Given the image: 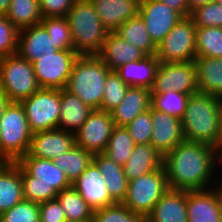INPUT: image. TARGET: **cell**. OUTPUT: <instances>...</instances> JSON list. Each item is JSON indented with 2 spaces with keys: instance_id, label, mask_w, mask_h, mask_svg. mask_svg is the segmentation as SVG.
Segmentation results:
<instances>
[{
  "instance_id": "6da1fadb",
  "label": "cell",
  "mask_w": 222,
  "mask_h": 222,
  "mask_svg": "<svg viewBox=\"0 0 222 222\" xmlns=\"http://www.w3.org/2000/svg\"><path fill=\"white\" fill-rule=\"evenodd\" d=\"M221 165V151L210 145L186 140L163 157L168 187L177 190L194 191L212 188L215 184L212 181L217 179L216 175L219 173H216L222 169Z\"/></svg>"
},
{
  "instance_id": "7a4b0ae2",
  "label": "cell",
  "mask_w": 222,
  "mask_h": 222,
  "mask_svg": "<svg viewBox=\"0 0 222 222\" xmlns=\"http://www.w3.org/2000/svg\"><path fill=\"white\" fill-rule=\"evenodd\" d=\"M181 123L186 141L203 143L221 151L219 97L201 92L190 95Z\"/></svg>"
},
{
  "instance_id": "3957f363",
  "label": "cell",
  "mask_w": 222,
  "mask_h": 222,
  "mask_svg": "<svg viewBox=\"0 0 222 222\" xmlns=\"http://www.w3.org/2000/svg\"><path fill=\"white\" fill-rule=\"evenodd\" d=\"M70 26L73 49L78 55H97L109 31L90 0H76L66 15Z\"/></svg>"
},
{
  "instance_id": "277c9868",
  "label": "cell",
  "mask_w": 222,
  "mask_h": 222,
  "mask_svg": "<svg viewBox=\"0 0 222 222\" xmlns=\"http://www.w3.org/2000/svg\"><path fill=\"white\" fill-rule=\"evenodd\" d=\"M110 71L97 55H79L65 89L77 95L91 109H100Z\"/></svg>"
},
{
  "instance_id": "5b68a950",
  "label": "cell",
  "mask_w": 222,
  "mask_h": 222,
  "mask_svg": "<svg viewBox=\"0 0 222 222\" xmlns=\"http://www.w3.org/2000/svg\"><path fill=\"white\" fill-rule=\"evenodd\" d=\"M31 137L23 106L11 102L0 122V161L17 162L27 154Z\"/></svg>"
},
{
  "instance_id": "8992f818",
  "label": "cell",
  "mask_w": 222,
  "mask_h": 222,
  "mask_svg": "<svg viewBox=\"0 0 222 222\" xmlns=\"http://www.w3.org/2000/svg\"><path fill=\"white\" fill-rule=\"evenodd\" d=\"M0 89L18 103L40 90L32 62L17 53L0 58Z\"/></svg>"
},
{
  "instance_id": "52a82bcc",
  "label": "cell",
  "mask_w": 222,
  "mask_h": 222,
  "mask_svg": "<svg viewBox=\"0 0 222 222\" xmlns=\"http://www.w3.org/2000/svg\"><path fill=\"white\" fill-rule=\"evenodd\" d=\"M168 188L166 171L162 166L129 181L122 203L134 213L147 217Z\"/></svg>"
},
{
  "instance_id": "ba28073f",
  "label": "cell",
  "mask_w": 222,
  "mask_h": 222,
  "mask_svg": "<svg viewBox=\"0 0 222 222\" xmlns=\"http://www.w3.org/2000/svg\"><path fill=\"white\" fill-rule=\"evenodd\" d=\"M20 103L32 133L58 128L60 89L41 88Z\"/></svg>"
},
{
  "instance_id": "9c48e42d",
  "label": "cell",
  "mask_w": 222,
  "mask_h": 222,
  "mask_svg": "<svg viewBox=\"0 0 222 222\" xmlns=\"http://www.w3.org/2000/svg\"><path fill=\"white\" fill-rule=\"evenodd\" d=\"M196 26L190 17L182 18L157 45L160 62H187L196 59Z\"/></svg>"
},
{
  "instance_id": "30bf717a",
  "label": "cell",
  "mask_w": 222,
  "mask_h": 222,
  "mask_svg": "<svg viewBox=\"0 0 222 222\" xmlns=\"http://www.w3.org/2000/svg\"><path fill=\"white\" fill-rule=\"evenodd\" d=\"M79 55L74 49L58 50L42 55L32 62L41 88L64 89Z\"/></svg>"
},
{
  "instance_id": "8fae6325",
  "label": "cell",
  "mask_w": 222,
  "mask_h": 222,
  "mask_svg": "<svg viewBox=\"0 0 222 222\" xmlns=\"http://www.w3.org/2000/svg\"><path fill=\"white\" fill-rule=\"evenodd\" d=\"M167 90L189 95L199 92L194 61L160 62L150 92L163 93Z\"/></svg>"
},
{
  "instance_id": "7c38bea8",
  "label": "cell",
  "mask_w": 222,
  "mask_h": 222,
  "mask_svg": "<svg viewBox=\"0 0 222 222\" xmlns=\"http://www.w3.org/2000/svg\"><path fill=\"white\" fill-rule=\"evenodd\" d=\"M114 127L110 112L93 109L75 133V144L93 155L104 153Z\"/></svg>"
},
{
  "instance_id": "4fadbf2b",
  "label": "cell",
  "mask_w": 222,
  "mask_h": 222,
  "mask_svg": "<svg viewBox=\"0 0 222 222\" xmlns=\"http://www.w3.org/2000/svg\"><path fill=\"white\" fill-rule=\"evenodd\" d=\"M139 15L157 46L166 34L183 18L178 12L158 0H140Z\"/></svg>"
},
{
  "instance_id": "5bb4252c",
  "label": "cell",
  "mask_w": 222,
  "mask_h": 222,
  "mask_svg": "<svg viewBox=\"0 0 222 222\" xmlns=\"http://www.w3.org/2000/svg\"><path fill=\"white\" fill-rule=\"evenodd\" d=\"M72 186L93 211L115 203L108 194L102 173L93 161Z\"/></svg>"
},
{
  "instance_id": "9a60e30c",
  "label": "cell",
  "mask_w": 222,
  "mask_h": 222,
  "mask_svg": "<svg viewBox=\"0 0 222 222\" xmlns=\"http://www.w3.org/2000/svg\"><path fill=\"white\" fill-rule=\"evenodd\" d=\"M75 145V134L63 129L32 133L29 149L24 156L51 159L68 151Z\"/></svg>"
},
{
  "instance_id": "2e32d148",
  "label": "cell",
  "mask_w": 222,
  "mask_h": 222,
  "mask_svg": "<svg viewBox=\"0 0 222 222\" xmlns=\"http://www.w3.org/2000/svg\"><path fill=\"white\" fill-rule=\"evenodd\" d=\"M153 130L150 144L164 157L184 136L180 119L152 108Z\"/></svg>"
},
{
  "instance_id": "e0dca14e",
  "label": "cell",
  "mask_w": 222,
  "mask_h": 222,
  "mask_svg": "<svg viewBox=\"0 0 222 222\" xmlns=\"http://www.w3.org/2000/svg\"><path fill=\"white\" fill-rule=\"evenodd\" d=\"M188 222H222V205L214 187L187 191Z\"/></svg>"
},
{
  "instance_id": "ac0fdd59",
  "label": "cell",
  "mask_w": 222,
  "mask_h": 222,
  "mask_svg": "<svg viewBox=\"0 0 222 222\" xmlns=\"http://www.w3.org/2000/svg\"><path fill=\"white\" fill-rule=\"evenodd\" d=\"M58 50L52 37L48 35L41 23L21 29L18 32L17 54L29 62Z\"/></svg>"
},
{
  "instance_id": "d6986e66",
  "label": "cell",
  "mask_w": 222,
  "mask_h": 222,
  "mask_svg": "<svg viewBox=\"0 0 222 222\" xmlns=\"http://www.w3.org/2000/svg\"><path fill=\"white\" fill-rule=\"evenodd\" d=\"M90 1L109 32H114L124 22L139 15L140 0Z\"/></svg>"
},
{
  "instance_id": "ffe728a7",
  "label": "cell",
  "mask_w": 222,
  "mask_h": 222,
  "mask_svg": "<svg viewBox=\"0 0 222 222\" xmlns=\"http://www.w3.org/2000/svg\"><path fill=\"white\" fill-rule=\"evenodd\" d=\"M97 56L111 71H115L122 65L140 61L147 55L132 43L121 39L114 32H109Z\"/></svg>"
},
{
  "instance_id": "44dd1931",
  "label": "cell",
  "mask_w": 222,
  "mask_h": 222,
  "mask_svg": "<svg viewBox=\"0 0 222 222\" xmlns=\"http://www.w3.org/2000/svg\"><path fill=\"white\" fill-rule=\"evenodd\" d=\"M148 222H188L187 191L170 189L147 216Z\"/></svg>"
},
{
  "instance_id": "7402d4cb",
  "label": "cell",
  "mask_w": 222,
  "mask_h": 222,
  "mask_svg": "<svg viewBox=\"0 0 222 222\" xmlns=\"http://www.w3.org/2000/svg\"><path fill=\"white\" fill-rule=\"evenodd\" d=\"M17 163L29 175L39 178L41 183L53 187L58 193L72 185L62 169L51 159L22 156Z\"/></svg>"
},
{
  "instance_id": "603a6c76",
  "label": "cell",
  "mask_w": 222,
  "mask_h": 222,
  "mask_svg": "<svg viewBox=\"0 0 222 222\" xmlns=\"http://www.w3.org/2000/svg\"><path fill=\"white\" fill-rule=\"evenodd\" d=\"M151 92L144 87H129L125 97L111 113L115 126H126L136 116L150 109Z\"/></svg>"
},
{
  "instance_id": "cb8c5ba5",
  "label": "cell",
  "mask_w": 222,
  "mask_h": 222,
  "mask_svg": "<svg viewBox=\"0 0 222 222\" xmlns=\"http://www.w3.org/2000/svg\"><path fill=\"white\" fill-rule=\"evenodd\" d=\"M24 199L20 165L0 161V214Z\"/></svg>"
},
{
  "instance_id": "d4e9b609",
  "label": "cell",
  "mask_w": 222,
  "mask_h": 222,
  "mask_svg": "<svg viewBox=\"0 0 222 222\" xmlns=\"http://www.w3.org/2000/svg\"><path fill=\"white\" fill-rule=\"evenodd\" d=\"M60 119L58 129L75 134L86 121L93 110L86 105L77 95L60 89Z\"/></svg>"
},
{
  "instance_id": "484cf974",
  "label": "cell",
  "mask_w": 222,
  "mask_h": 222,
  "mask_svg": "<svg viewBox=\"0 0 222 222\" xmlns=\"http://www.w3.org/2000/svg\"><path fill=\"white\" fill-rule=\"evenodd\" d=\"M162 166L163 157L151 144H137L123 165V171L128 181H131Z\"/></svg>"
},
{
  "instance_id": "4316f807",
  "label": "cell",
  "mask_w": 222,
  "mask_h": 222,
  "mask_svg": "<svg viewBox=\"0 0 222 222\" xmlns=\"http://www.w3.org/2000/svg\"><path fill=\"white\" fill-rule=\"evenodd\" d=\"M160 64L154 55H147L140 61L129 62L117 68L115 72L129 87H144L151 89L155 74Z\"/></svg>"
},
{
  "instance_id": "83f0119b",
  "label": "cell",
  "mask_w": 222,
  "mask_h": 222,
  "mask_svg": "<svg viewBox=\"0 0 222 222\" xmlns=\"http://www.w3.org/2000/svg\"><path fill=\"white\" fill-rule=\"evenodd\" d=\"M93 162L105 179V186L111 199L116 203H122L129 182L124 174L123 166L116 164L104 153L94 154Z\"/></svg>"
},
{
  "instance_id": "f1b7e54d",
  "label": "cell",
  "mask_w": 222,
  "mask_h": 222,
  "mask_svg": "<svg viewBox=\"0 0 222 222\" xmlns=\"http://www.w3.org/2000/svg\"><path fill=\"white\" fill-rule=\"evenodd\" d=\"M199 92L222 97V58L196 57Z\"/></svg>"
},
{
  "instance_id": "f546056e",
  "label": "cell",
  "mask_w": 222,
  "mask_h": 222,
  "mask_svg": "<svg viewBox=\"0 0 222 222\" xmlns=\"http://www.w3.org/2000/svg\"><path fill=\"white\" fill-rule=\"evenodd\" d=\"M114 33L121 39L128 41L130 44L132 43L146 55H154L157 52V46L152 41L140 15L124 22Z\"/></svg>"
},
{
  "instance_id": "4dcf8cb0",
  "label": "cell",
  "mask_w": 222,
  "mask_h": 222,
  "mask_svg": "<svg viewBox=\"0 0 222 222\" xmlns=\"http://www.w3.org/2000/svg\"><path fill=\"white\" fill-rule=\"evenodd\" d=\"M92 161L93 154L76 144L68 151L53 158V162L62 169L71 184L86 170Z\"/></svg>"
},
{
  "instance_id": "1f68e13d",
  "label": "cell",
  "mask_w": 222,
  "mask_h": 222,
  "mask_svg": "<svg viewBox=\"0 0 222 222\" xmlns=\"http://www.w3.org/2000/svg\"><path fill=\"white\" fill-rule=\"evenodd\" d=\"M67 222H92L93 210L71 185L57 194Z\"/></svg>"
},
{
  "instance_id": "d6a6232c",
  "label": "cell",
  "mask_w": 222,
  "mask_h": 222,
  "mask_svg": "<svg viewBox=\"0 0 222 222\" xmlns=\"http://www.w3.org/2000/svg\"><path fill=\"white\" fill-rule=\"evenodd\" d=\"M5 16L18 30L39 24L43 18L39 0H11Z\"/></svg>"
},
{
  "instance_id": "836d02e7",
  "label": "cell",
  "mask_w": 222,
  "mask_h": 222,
  "mask_svg": "<svg viewBox=\"0 0 222 222\" xmlns=\"http://www.w3.org/2000/svg\"><path fill=\"white\" fill-rule=\"evenodd\" d=\"M135 142L124 126H115L104 154L116 164L123 166L135 147Z\"/></svg>"
},
{
  "instance_id": "e575fe53",
  "label": "cell",
  "mask_w": 222,
  "mask_h": 222,
  "mask_svg": "<svg viewBox=\"0 0 222 222\" xmlns=\"http://www.w3.org/2000/svg\"><path fill=\"white\" fill-rule=\"evenodd\" d=\"M196 57L222 58V27L196 28Z\"/></svg>"
},
{
  "instance_id": "d590c367",
  "label": "cell",
  "mask_w": 222,
  "mask_h": 222,
  "mask_svg": "<svg viewBox=\"0 0 222 222\" xmlns=\"http://www.w3.org/2000/svg\"><path fill=\"white\" fill-rule=\"evenodd\" d=\"M189 97V94L167 90L163 93H151L150 104L153 109L165 112L181 120Z\"/></svg>"
},
{
  "instance_id": "8d00e7d4",
  "label": "cell",
  "mask_w": 222,
  "mask_h": 222,
  "mask_svg": "<svg viewBox=\"0 0 222 222\" xmlns=\"http://www.w3.org/2000/svg\"><path fill=\"white\" fill-rule=\"evenodd\" d=\"M20 172L24 199L38 204L56 199L58 192L53 187L44 185L39 178L29 175L21 166Z\"/></svg>"
},
{
  "instance_id": "74e56055",
  "label": "cell",
  "mask_w": 222,
  "mask_h": 222,
  "mask_svg": "<svg viewBox=\"0 0 222 222\" xmlns=\"http://www.w3.org/2000/svg\"><path fill=\"white\" fill-rule=\"evenodd\" d=\"M147 217L134 213L123 203H114L93 211L92 222H146Z\"/></svg>"
},
{
  "instance_id": "f35d334b",
  "label": "cell",
  "mask_w": 222,
  "mask_h": 222,
  "mask_svg": "<svg viewBox=\"0 0 222 222\" xmlns=\"http://www.w3.org/2000/svg\"><path fill=\"white\" fill-rule=\"evenodd\" d=\"M128 88V84L125 83L115 71H110L104 85V94L100 110L111 112L118 107L125 97Z\"/></svg>"
},
{
  "instance_id": "ab89813d",
  "label": "cell",
  "mask_w": 222,
  "mask_h": 222,
  "mask_svg": "<svg viewBox=\"0 0 222 222\" xmlns=\"http://www.w3.org/2000/svg\"><path fill=\"white\" fill-rule=\"evenodd\" d=\"M59 50L73 49L70 26L66 17H43L40 22Z\"/></svg>"
},
{
  "instance_id": "60d3db41",
  "label": "cell",
  "mask_w": 222,
  "mask_h": 222,
  "mask_svg": "<svg viewBox=\"0 0 222 222\" xmlns=\"http://www.w3.org/2000/svg\"><path fill=\"white\" fill-rule=\"evenodd\" d=\"M0 222H40L39 204L23 199L0 214Z\"/></svg>"
},
{
  "instance_id": "b9f144b4",
  "label": "cell",
  "mask_w": 222,
  "mask_h": 222,
  "mask_svg": "<svg viewBox=\"0 0 222 222\" xmlns=\"http://www.w3.org/2000/svg\"><path fill=\"white\" fill-rule=\"evenodd\" d=\"M135 144H150L153 130L152 107L136 116L126 126Z\"/></svg>"
},
{
  "instance_id": "7bdbcfd3",
  "label": "cell",
  "mask_w": 222,
  "mask_h": 222,
  "mask_svg": "<svg viewBox=\"0 0 222 222\" xmlns=\"http://www.w3.org/2000/svg\"><path fill=\"white\" fill-rule=\"evenodd\" d=\"M190 18L196 27H222V4L213 1L198 7Z\"/></svg>"
},
{
  "instance_id": "ee69618b",
  "label": "cell",
  "mask_w": 222,
  "mask_h": 222,
  "mask_svg": "<svg viewBox=\"0 0 222 222\" xmlns=\"http://www.w3.org/2000/svg\"><path fill=\"white\" fill-rule=\"evenodd\" d=\"M18 32L5 15H0V58L17 53Z\"/></svg>"
},
{
  "instance_id": "f6af8a7d",
  "label": "cell",
  "mask_w": 222,
  "mask_h": 222,
  "mask_svg": "<svg viewBox=\"0 0 222 222\" xmlns=\"http://www.w3.org/2000/svg\"><path fill=\"white\" fill-rule=\"evenodd\" d=\"M76 0H39L42 17H66Z\"/></svg>"
},
{
  "instance_id": "bcb514c9",
  "label": "cell",
  "mask_w": 222,
  "mask_h": 222,
  "mask_svg": "<svg viewBox=\"0 0 222 222\" xmlns=\"http://www.w3.org/2000/svg\"><path fill=\"white\" fill-rule=\"evenodd\" d=\"M40 222H67L65 212L57 199L39 204Z\"/></svg>"
},
{
  "instance_id": "7dc6e473",
  "label": "cell",
  "mask_w": 222,
  "mask_h": 222,
  "mask_svg": "<svg viewBox=\"0 0 222 222\" xmlns=\"http://www.w3.org/2000/svg\"><path fill=\"white\" fill-rule=\"evenodd\" d=\"M167 6H169L174 11L178 12L183 18L190 17V12L188 9V0H158Z\"/></svg>"
},
{
  "instance_id": "c3c4849f",
  "label": "cell",
  "mask_w": 222,
  "mask_h": 222,
  "mask_svg": "<svg viewBox=\"0 0 222 222\" xmlns=\"http://www.w3.org/2000/svg\"><path fill=\"white\" fill-rule=\"evenodd\" d=\"M10 103L11 100L9 97L2 91V89H0V122L6 108L10 105Z\"/></svg>"
},
{
  "instance_id": "681fc988",
  "label": "cell",
  "mask_w": 222,
  "mask_h": 222,
  "mask_svg": "<svg viewBox=\"0 0 222 222\" xmlns=\"http://www.w3.org/2000/svg\"><path fill=\"white\" fill-rule=\"evenodd\" d=\"M214 0H188V9L189 12L191 13L198 7L204 6L208 3L213 2Z\"/></svg>"
},
{
  "instance_id": "f907efd6",
  "label": "cell",
  "mask_w": 222,
  "mask_h": 222,
  "mask_svg": "<svg viewBox=\"0 0 222 222\" xmlns=\"http://www.w3.org/2000/svg\"><path fill=\"white\" fill-rule=\"evenodd\" d=\"M11 0H0V15H5L9 9Z\"/></svg>"
},
{
  "instance_id": "816d5d0a",
  "label": "cell",
  "mask_w": 222,
  "mask_h": 222,
  "mask_svg": "<svg viewBox=\"0 0 222 222\" xmlns=\"http://www.w3.org/2000/svg\"><path fill=\"white\" fill-rule=\"evenodd\" d=\"M219 124L221 132V152H222V97L219 98Z\"/></svg>"
},
{
  "instance_id": "f5cc1de1",
  "label": "cell",
  "mask_w": 222,
  "mask_h": 222,
  "mask_svg": "<svg viewBox=\"0 0 222 222\" xmlns=\"http://www.w3.org/2000/svg\"><path fill=\"white\" fill-rule=\"evenodd\" d=\"M220 178H222V176H220ZM214 185H216V186H214V188L218 192V195L221 200V205H222V179H220L218 182L216 181Z\"/></svg>"
},
{
  "instance_id": "db71d44e",
  "label": "cell",
  "mask_w": 222,
  "mask_h": 222,
  "mask_svg": "<svg viewBox=\"0 0 222 222\" xmlns=\"http://www.w3.org/2000/svg\"><path fill=\"white\" fill-rule=\"evenodd\" d=\"M214 1L217 2V3L222 4V0H214Z\"/></svg>"
}]
</instances>
